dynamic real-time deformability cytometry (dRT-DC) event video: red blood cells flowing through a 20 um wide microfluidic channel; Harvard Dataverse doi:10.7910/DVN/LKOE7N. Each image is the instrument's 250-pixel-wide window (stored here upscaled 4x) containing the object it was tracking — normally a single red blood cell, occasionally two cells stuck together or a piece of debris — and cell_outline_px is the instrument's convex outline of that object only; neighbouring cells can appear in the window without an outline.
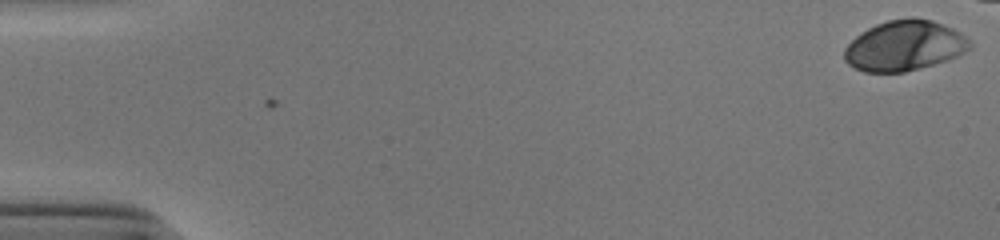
{"species": "human", "species_latin": "Homo sapiens", "temperature_condition": "cold", "stored_images_in_passage": 44, "camera_frame_rate_fps": 3000, "um_per_image_px": 0.085, "donor": {"sex": "male"}, "frame": {"image": 1, "passage_image": 1, "time_ms": 0.0, "image_size_px": [1000, 240], "cell_outline_px": [[972, 48], [948, 60], [920, 68], [904, 72], [864, 72], [848, 64], [844, 60], [844, 48], [856, 36], [868, 28], [876, 24], [888, 20], [912, 16], [932, 20], [952, 28], [960, 32], [972, 44]], "centroid_in_image_um": [76.87, 3.88], "position_along_channel_um": 8.1, "area_um2": 36.82}}
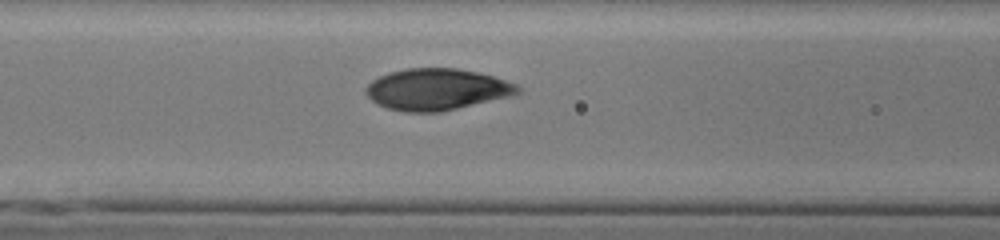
{"frame": {"image": 2, "passage_image": 23, "time_ms": 7.333, "image_size_px": [1000, 240], "cell_outline_px": [[520, 92], [512, 96], [440, 112], [404, 112], [388, 108], [376, 104], [364, 92], [364, 88], [372, 80], [388, 72], [408, 68], [456, 68], [476, 72], [492, 76], [516, 84], [520, 88]], "centroid_in_image_um": [37.09, 7.6], "position_along_channel_um": 129.5, "area_um2": 36.7}}
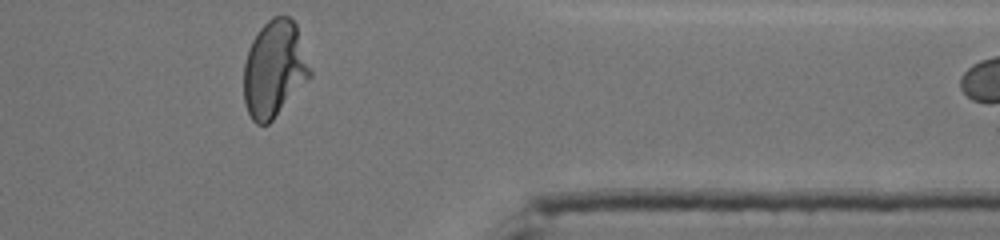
{"frame": {"image": 3, "passage_image": 44, "time_ms": 14.333, "image_size_px": [1000, 240], "cell_outline_px": [[312, 76], [272, 120], [268, 124], [256, 124], [252, 120], [244, 104], [244, 64], [248, 48], [256, 32], [272, 16], [288, 16], [296, 24], [312, 72]], "centroid_in_image_um": [23.31, 5.86], "position_along_channel_um": 388.1, "area_um2": 37.34}, "authors_computed_cell_mechanics": {"area_um2": 36.2984, "velocity_mm_per_s": 3.9011, "shape_relaxation_time_tau1_ms": 4.079, "shape_relaxation_time_tau2_ms": null, "deformation_change_tau1": 0.1917, "deformation_change_tau2": null}}